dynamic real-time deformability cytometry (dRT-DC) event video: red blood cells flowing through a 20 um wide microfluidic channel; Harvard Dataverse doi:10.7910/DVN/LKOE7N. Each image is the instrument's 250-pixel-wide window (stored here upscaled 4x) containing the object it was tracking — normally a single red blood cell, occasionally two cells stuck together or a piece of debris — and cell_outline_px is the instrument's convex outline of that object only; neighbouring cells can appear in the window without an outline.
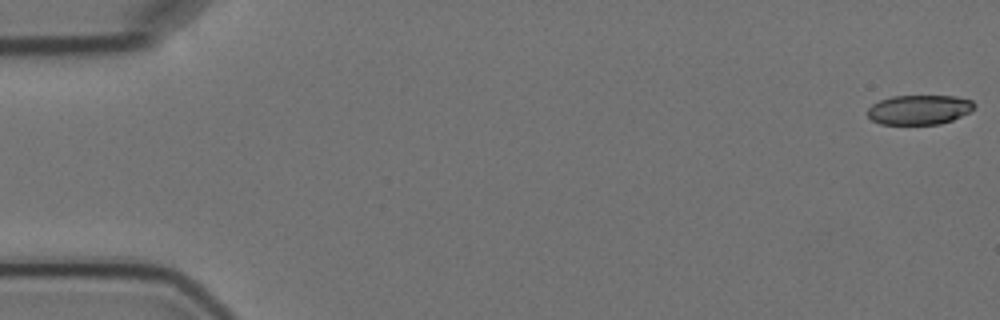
{"species": "Egyptian fruit bat (a non-hibernating species)", "species_latin": "Rousettus aegyptiacus", "temperature_condition": "cold", "stored_images_in_passage": 10, "camera_frame_rate_fps": 3000, "um_per_image_px": 0.085, "animal": {"sex": "female"}, "frame": {"image": 1, "passage_image": 1, "time_ms": 0.0, "image_size_px": [1000, 320], "cell_outline_px": [[976, 104], [968, 112], [952, 120], [940, 124], [880, 124], [872, 120], [868, 116], [868, 108], [872, 104], [880, 100], [892, 96], [956, 96], [972, 100]], "centroid_in_image_um": [78.12, 9.32], "position_along_channel_um": 6.9, "area_um2": 18.32}}
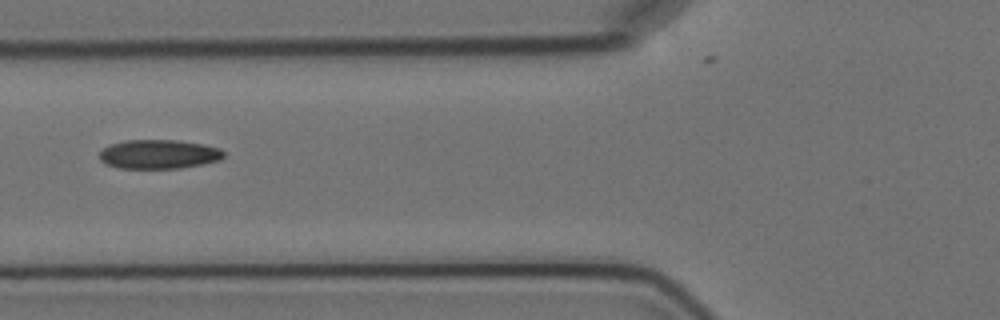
{"frame": {"image": 2, "passage_image": 6, "time_ms": 7.0, "image_size_px": [1000, 320], "cell_outline_px": [[224, 156], [220, 160], [204, 164], [180, 168], [120, 168], [104, 164], [100, 160], [100, 152], [108, 144], [124, 140], [176, 140], [204, 144], [220, 148], [224, 152]], "centroid_in_image_um": [13.49, 13.1], "position_along_channel_um": 112.3, "area_um2": 21.27}}
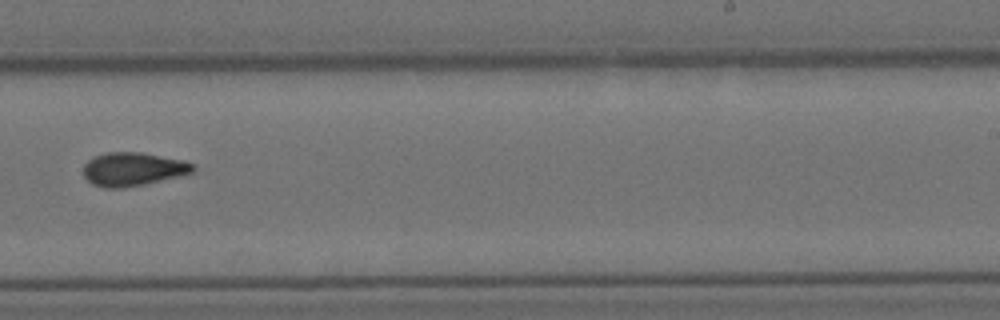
{"frame": {"image": 3, "passage_image": 10, "time_ms": 11.667, "image_size_px": [1000, 320], "cell_outline_px": [[196, 168], [192, 172], [144, 184], [120, 188], [104, 188], [92, 184], [84, 176], [84, 164], [92, 156], [108, 152], [140, 152], [180, 160], [192, 164]], "centroid_in_image_um": [11.22, 14.37], "position_along_channel_um": 277.8, "area_um2": 21.04}}